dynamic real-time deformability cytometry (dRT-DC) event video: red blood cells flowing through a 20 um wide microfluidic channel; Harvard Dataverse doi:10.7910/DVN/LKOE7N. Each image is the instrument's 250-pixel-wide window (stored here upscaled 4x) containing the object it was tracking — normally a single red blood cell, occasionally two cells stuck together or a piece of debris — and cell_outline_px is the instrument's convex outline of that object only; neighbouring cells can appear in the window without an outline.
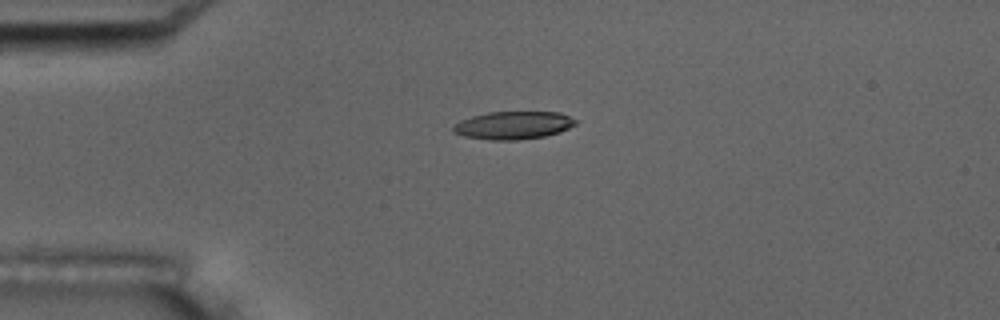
{"species": "common noctule bat (a hibernating species)", "species_latin": "Nyctalus noctula", "temperature_condition": "room temperature", "stored_images_in_passage": 7, "camera_frame_rate_fps": 3000, "um_per_image_px": 0.085, "animal": {"sex": "male", "body_mass_g": 17.5, "forearm_length_mm": 52.3}, "frame": {"image": 1, "passage_image": 5, "time_ms": 4.333, "image_size_px": [1000, 320], "cell_outline_px": [[576, 124], [560, 132], [544, 136], [516, 140], [488, 140], [464, 136], [452, 132], [452, 128], [460, 120], [472, 116], [488, 112], [560, 112], [576, 120]], "centroid_in_image_um": [43.61, 10.65], "position_along_channel_um": 41.4, "area_um2": 19.83}}